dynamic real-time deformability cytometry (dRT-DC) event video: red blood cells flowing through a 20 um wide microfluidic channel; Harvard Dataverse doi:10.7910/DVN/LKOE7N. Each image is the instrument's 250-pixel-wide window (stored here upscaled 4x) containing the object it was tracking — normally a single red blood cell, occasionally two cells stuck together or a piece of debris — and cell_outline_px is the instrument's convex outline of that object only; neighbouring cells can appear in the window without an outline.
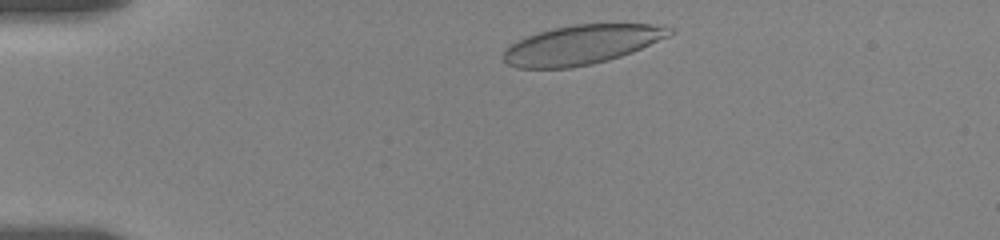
{"species": "human", "species_latin": "Homo sapiens", "temperature_condition": "room temperature", "stored_images_in_passage": 20, "camera_frame_rate_fps": 3000, "um_per_image_px": 0.085, "donor": {"sex": "female"}, "frame": {"image": 1, "passage_image": 2, "time_ms": 0.333, "image_size_px": [1000, 240], "cell_outline_px": [[676, 32], [668, 36], [632, 52], [608, 60], [592, 64], [572, 68], [516, 68], [508, 64], [504, 60], [504, 52], [512, 44], [528, 36], [552, 28], [576, 24], [648, 24], [672, 28]], "centroid_in_image_um": [49.45, 3.81], "position_along_channel_um": 35.5, "area_um2": 37.63}}
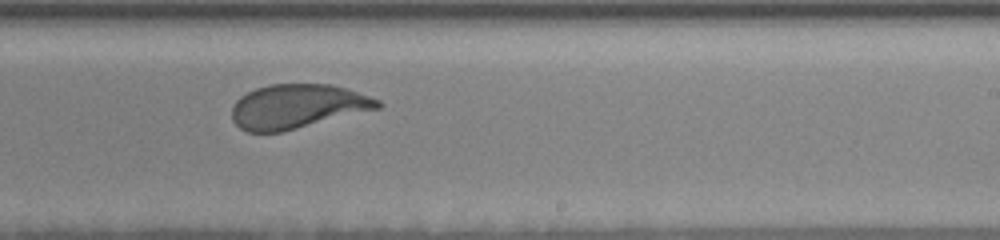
{"frame": {"image": 2, "passage_image": 13, "time_ms": 8.333, "image_size_px": [1000, 240], "cell_outline_px": [[384, 104], [380, 108], [280, 132], [248, 132], [240, 128], [232, 120], [232, 104], [240, 96], [256, 88], [272, 84], [332, 84], [380, 100]], "centroid_in_image_um": [25.25, 9.04], "position_along_channel_um": 263.8, "area_um2": 37.34}}
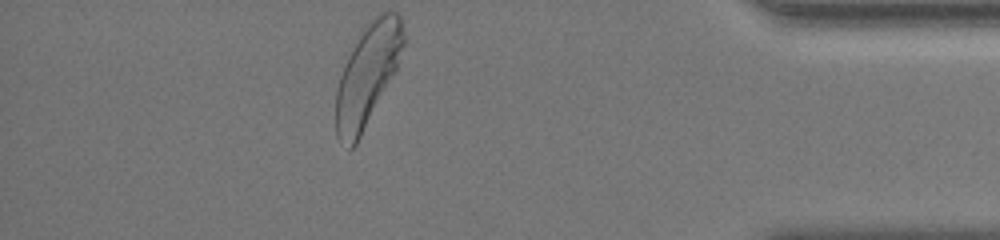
{"frame": {"image": 3, "passage_image": 20, "time_ms": 13.333, "image_size_px": [1000, 240], "cell_outline_px": [[404, 44], [396, 72], [356, 144], [352, 148], [348, 148], [336, 136], [336, 88], [344, 64], [360, 28], [372, 16], [384, 12], [396, 12], [400, 16], [404, 32]], "centroid_in_image_um": [31.24, 6.31], "position_along_channel_um": 404.0, "area_um2": 40.4}, "authors_computed_cell_mechanics": {"area_um2": 38.8416, "velocity_mm_per_s": 3.4922, "shape_relaxation_time_tau1_ms": 3.4211, "shape_relaxation_time_tau2_ms": null, "deformation_change_tau1": 0.1558, "deformation_change_tau2": null}}